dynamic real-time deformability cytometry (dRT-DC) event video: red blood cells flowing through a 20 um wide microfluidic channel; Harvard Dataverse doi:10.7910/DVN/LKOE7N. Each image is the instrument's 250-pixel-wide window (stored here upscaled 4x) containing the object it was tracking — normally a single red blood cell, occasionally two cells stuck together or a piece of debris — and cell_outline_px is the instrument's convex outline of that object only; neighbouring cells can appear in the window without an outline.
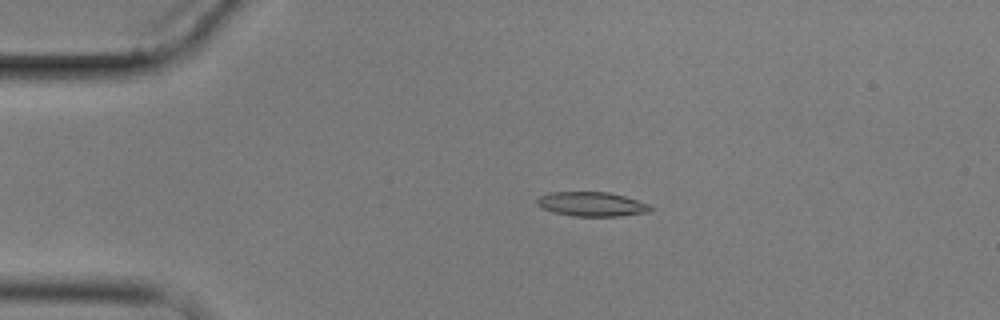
{"species": "common noctule bat (a hibernating species)", "species_latin": "Nyctalus noctula", "temperature_condition": "cold", "stored_images_in_passage": 5, "camera_frame_rate_fps": 3000, "um_per_image_px": 0.085, "animal": {"sex": "male", "body_mass_g": 17.9}, "frame": {"image": 1, "passage_image": 3, "time_ms": 2.333, "image_size_px": [1000, 320], "cell_outline_px": [[652, 208], [648, 212], [620, 216], [572, 216], [552, 212], [540, 208], [536, 204], [536, 200], [540, 196], [548, 192], [608, 192], [624, 196], [652, 204]], "centroid_in_image_um": [50.28, 17.35], "position_along_channel_um": 34.7, "area_um2": 16.3}}
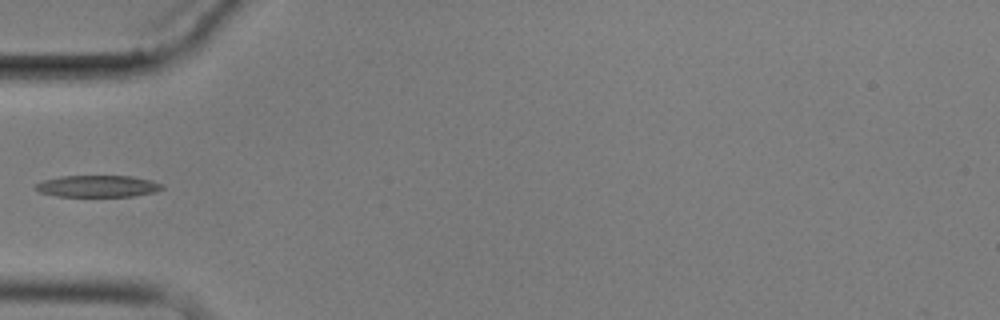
{"frame": {"image": 2, "passage_image": 5, "time_ms": 4.667, "image_size_px": [1000, 320], "cell_outline_px": [[164, 188], [156, 192], [132, 196], [56, 196], [40, 192], [32, 188], [36, 184], [44, 180], [60, 176], [132, 176], [148, 180], [160, 184]], "centroid_in_image_um": [8.26, 15.83], "position_along_channel_um": 76.7, "area_um2": 15.9}}